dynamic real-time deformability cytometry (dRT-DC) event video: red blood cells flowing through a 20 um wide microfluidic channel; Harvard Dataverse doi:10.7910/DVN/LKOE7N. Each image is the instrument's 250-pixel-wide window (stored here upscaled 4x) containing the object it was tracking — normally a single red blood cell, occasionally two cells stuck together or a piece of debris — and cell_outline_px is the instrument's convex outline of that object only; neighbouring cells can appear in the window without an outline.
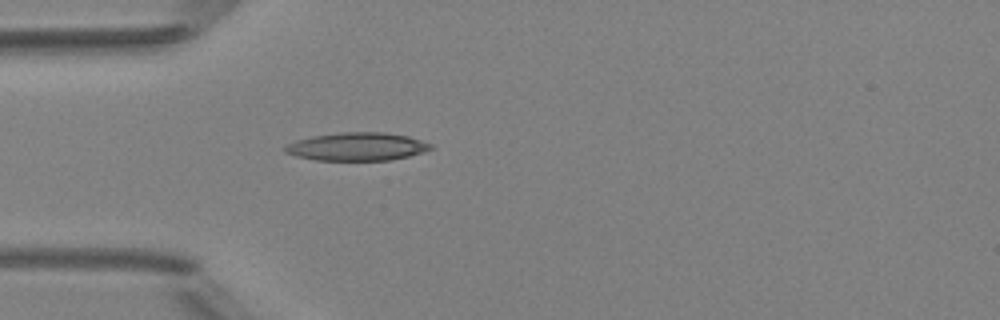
{"species": "Egyptian fruit bat (a non-hibernating species)", "species_latin": "Rousettus aegyptiacus", "temperature_condition": "room temperature", "stored_images_in_passage": 4, "camera_frame_rate_fps": 3000, "um_per_image_px": 0.085, "animal": {"sex": "female"}, "frame": {"image": 1, "passage_image": 4, "time_ms": 4.333, "image_size_px": [1000, 320], "cell_outline_px": [[432, 148], [424, 152], [392, 160], [316, 160], [296, 156], [284, 152], [284, 148], [288, 144], [296, 140], [312, 136], [340, 132], [384, 132], [408, 136], [432, 144]], "centroid_in_image_um": [30.35, 12.46], "position_along_channel_um": 54.7, "area_um2": 23.81}}